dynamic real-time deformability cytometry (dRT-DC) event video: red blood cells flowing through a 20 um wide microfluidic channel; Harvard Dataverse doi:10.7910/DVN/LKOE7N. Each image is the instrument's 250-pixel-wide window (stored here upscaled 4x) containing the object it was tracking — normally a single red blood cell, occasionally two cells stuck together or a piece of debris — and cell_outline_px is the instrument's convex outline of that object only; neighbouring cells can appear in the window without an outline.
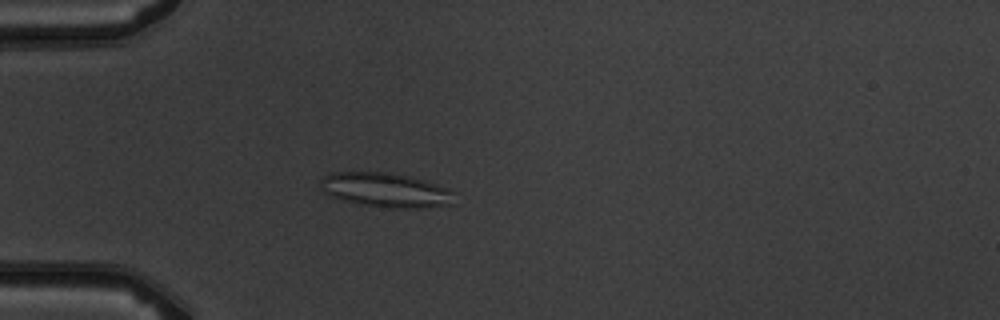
{"species": "common noctule bat (a hibernating species)", "species_latin": "Nyctalus noctula", "temperature_condition": "warm", "stored_images_in_passage": 4, "camera_frame_rate_fps": 3000, "um_per_image_px": 0.085, "animal": {"sex": "male", "body_mass_g": 19.5, "forearm_length_mm": 54.6}, "frame": {"image": 1, "passage_image": 3, "time_ms": 3.333, "image_size_px": [1000, 320], "cell_outline_px": [[452, 204], [420, 208], [392, 208], [364, 204], [344, 200], [328, 196], [324, 192], [320, 184], [320, 180], [324, 176], [332, 172], [384, 172], [408, 176], [436, 184], [448, 188], [452, 192]], "centroid_in_image_um": [32.74, 16.15], "position_along_channel_um": 52.3, "area_um2": 26.47}}